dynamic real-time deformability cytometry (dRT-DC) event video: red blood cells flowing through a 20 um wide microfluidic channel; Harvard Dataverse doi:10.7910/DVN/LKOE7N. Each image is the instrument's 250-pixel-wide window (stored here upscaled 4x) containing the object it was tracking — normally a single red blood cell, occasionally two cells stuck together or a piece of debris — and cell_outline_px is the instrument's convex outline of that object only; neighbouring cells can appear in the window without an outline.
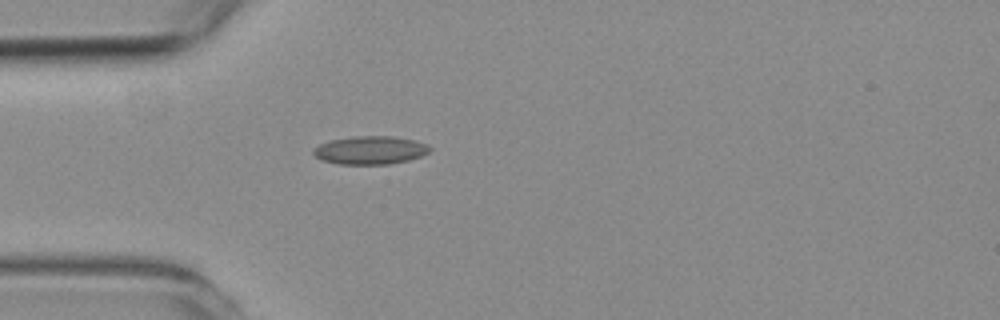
{"species": "common noctule bat (a hibernating species)", "species_latin": "Nyctalus noctula", "temperature_condition": "room temperature", "stored_images_in_passage": 42, "camera_frame_rate_fps": 3000, "um_per_image_px": 0.085, "animal": {"sex": "female", "body_mass_g": 19.3, "forearm_length_mm": 54.1}, "frame": {"image": 1, "passage_image": 1, "time_ms": 0.0, "image_size_px": [1000, 320], "cell_outline_px": [[432, 148], [428, 152], [420, 156], [408, 160], [388, 164], [340, 164], [324, 160], [316, 156], [312, 152], [312, 148], [320, 144], [332, 140], [356, 136], [392, 136], [412, 140], [428, 144]], "centroid_in_image_um": [31.48, 12.76], "position_along_channel_um": 53.5, "area_um2": 18.9}}
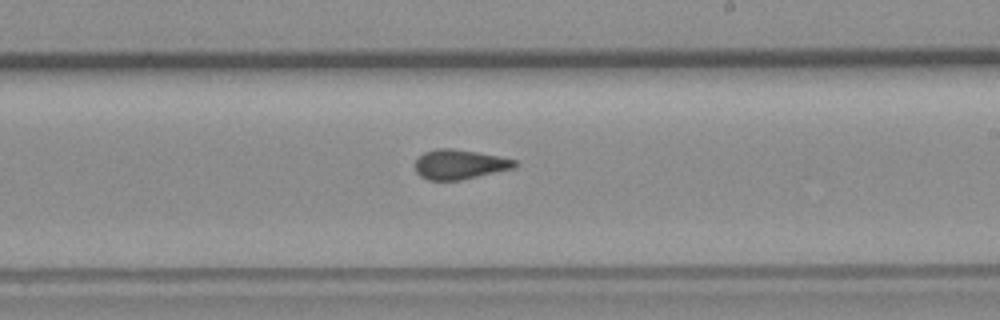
{"frame": {"image": 2, "passage_image": 18, "time_ms": 5.667, "image_size_px": [1000, 320], "cell_outline_px": [[516, 168], [460, 180], [428, 180], [420, 176], [416, 172], [416, 160], [424, 152], [436, 148], [452, 148], [476, 152], [516, 160]], "centroid_in_image_um": [39.05, 13.97], "position_along_channel_um": 249.9, "area_um2": 17.11}}
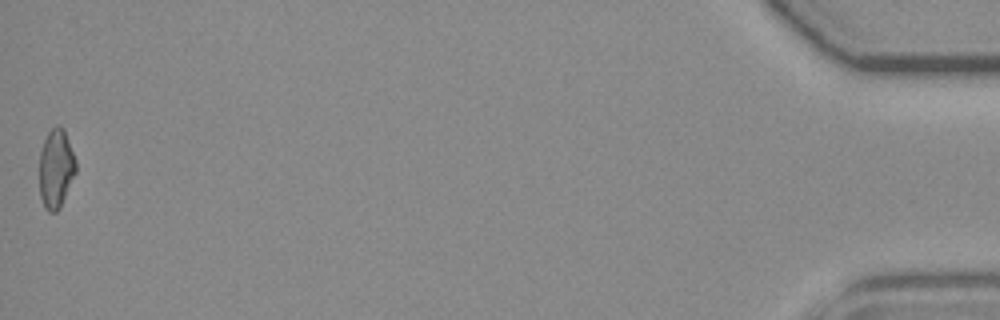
{"frame": {"image": 3, "passage_image": 42, "time_ms": 13.667, "image_size_px": [1000, 320], "cell_outline_px": [[76, 172], [60, 208], [56, 212], [48, 212], [44, 208], [40, 196], [40, 152], [44, 140], [48, 132], [56, 124], [60, 124], [64, 128], [76, 160]], "centroid_in_image_um": [4.76, 14.32], "position_along_channel_um": 430.4, "area_um2": 16.94}, "authors_computed_cell_mechanics": {"area_um2": 17.2533, "velocity_mm_per_s": 3.5683, "shape_relaxation_time_tau1_ms": null, "shape_relaxation_time_tau2_ms": 1.7227, "deformation_change_tau1": null, "deformation_change_tau2": 0.0937}}